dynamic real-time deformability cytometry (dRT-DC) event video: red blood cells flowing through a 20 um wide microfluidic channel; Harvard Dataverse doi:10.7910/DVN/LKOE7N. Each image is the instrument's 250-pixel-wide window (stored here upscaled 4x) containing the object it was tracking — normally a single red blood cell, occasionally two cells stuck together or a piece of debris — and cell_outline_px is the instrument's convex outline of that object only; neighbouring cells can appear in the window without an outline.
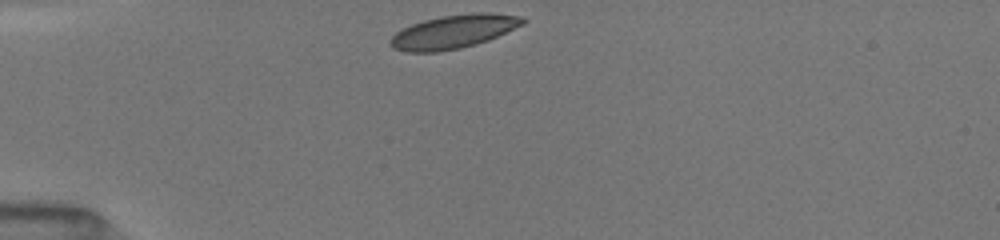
{"species": "common noctule bat (a hibernating species)", "species_latin": "Nyctalus noctula", "temperature_condition": "room temperature", "stored_images_in_passage": 8, "camera_frame_rate_fps": 3000, "um_per_image_px": 0.085, "animal": {"sex": "female", "body_mass_g": 19.5, "forearm_length_mm": 54.1}, "frame": {"image": 1, "passage_image": 1, "time_ms": 0.0, "image_size_px": [1000, 240], "cell_outline_px": [[528, 20], [524, 24], [488, 40], [476, 44], [460, 48], [436, 52], [408, 52], [392, 48], [388, 44], [388, 40], [396, 32], [412, 24], [424, 20], [440, 16], [472, 12], [488, 12], [524, 16]], "centroid_in_image_um": [38.57, 2.68], "position_along_channel_um": 46.4, "area_um2": 26.13}}
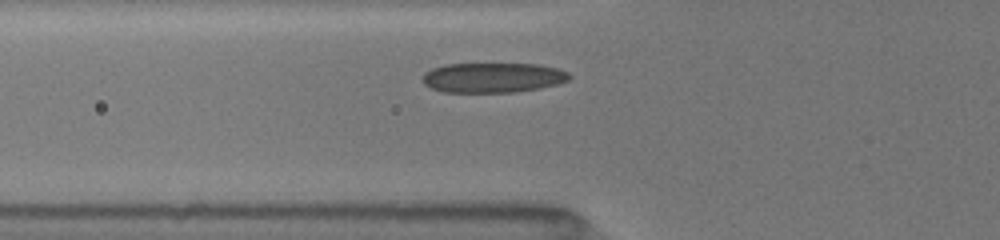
{"frame": {"image": 2, "passage_image": 5, "time_ms": 1.667, "image_size_px": [1000, 240], "cell_outline_px": [[572, 76], [568, 80], [556, 84], [540, 88], [516, 92], [444, 92], [432, 88], [424, 84], [420, 80], [424, 72], [432, 68], [444, 64], [536, 64], [556, 68], [568, 72]], "centroid_in_image_um": [41.85, 6.6], "position_along_channel_um": 83.9, "area_um2": 25.66}}
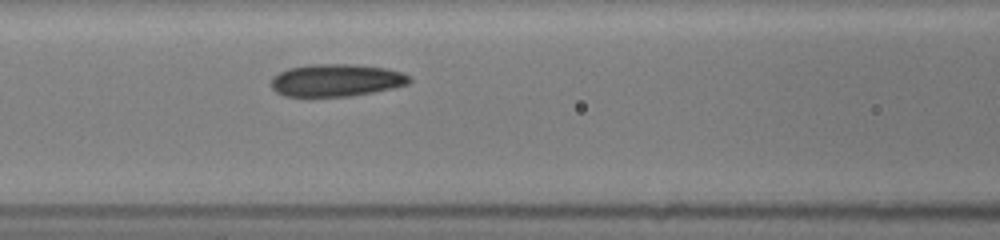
{"frame": {"image": 3, "passage_image": 8, "time_ms": 3.0, "image_size_px": [1000, 240], "cell_outline_px": [[412, 80], [408, 84], [392, 88], [372, 92], [348, 96], [284, 96], [276, 92], [272, 88], [272, 80], [280, 72], [288, 68], [316, 64], [348, 64], [388, 68], [404, 72]], "centroid_in_image_um": [28.62, 6.82], "position_along_channel_um": 138.0, "area_um2": 25.89}}